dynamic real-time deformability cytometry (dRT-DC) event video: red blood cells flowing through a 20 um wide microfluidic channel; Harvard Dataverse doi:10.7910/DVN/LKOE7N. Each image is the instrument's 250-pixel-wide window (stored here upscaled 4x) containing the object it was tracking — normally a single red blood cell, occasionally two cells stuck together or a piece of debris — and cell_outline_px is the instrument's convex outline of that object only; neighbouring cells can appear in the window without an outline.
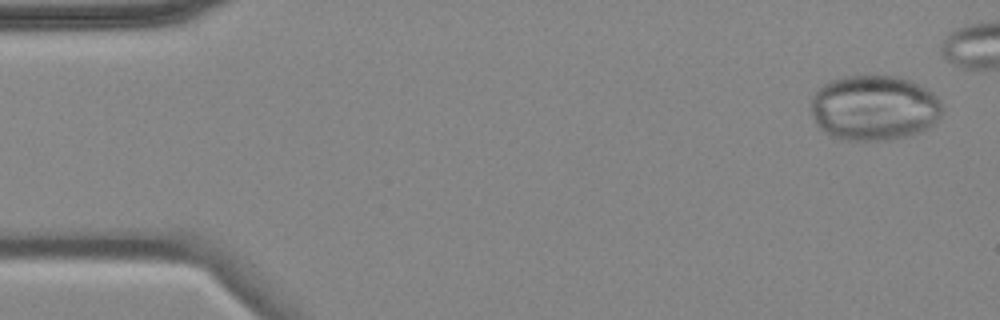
{"species": "common noctule bat (a hibernating species)", "species_latin": "Nyctalus noctula", "temperature_condition": "cold", "stored_images_in_passage": 9, "camera_frame_rate_fps": 3000, "um_per_image_px": 0.085, "animal": {"sex": "female", "body_mass_g": 18.4}, "frame": {"image": 1, "passage_image": 1, "time_ms": 0.0, "image_size_px": [1000, 320], "cell_outline_px": [[940, 116], [928, 128], [920, 132], [908, 136], [892, 140], [848, 140], [832, 136], [820, 128], [816, 124], [812, 112], [812, 96], [824, 84], [832, 80], [844, 76], [892, 76], [908, 80], [932, 92], [940, 100]], "centroid_in_image_um": [74.29, 9.18], "position_along_channel_um": 10.7, "area_um2": 49.48}}